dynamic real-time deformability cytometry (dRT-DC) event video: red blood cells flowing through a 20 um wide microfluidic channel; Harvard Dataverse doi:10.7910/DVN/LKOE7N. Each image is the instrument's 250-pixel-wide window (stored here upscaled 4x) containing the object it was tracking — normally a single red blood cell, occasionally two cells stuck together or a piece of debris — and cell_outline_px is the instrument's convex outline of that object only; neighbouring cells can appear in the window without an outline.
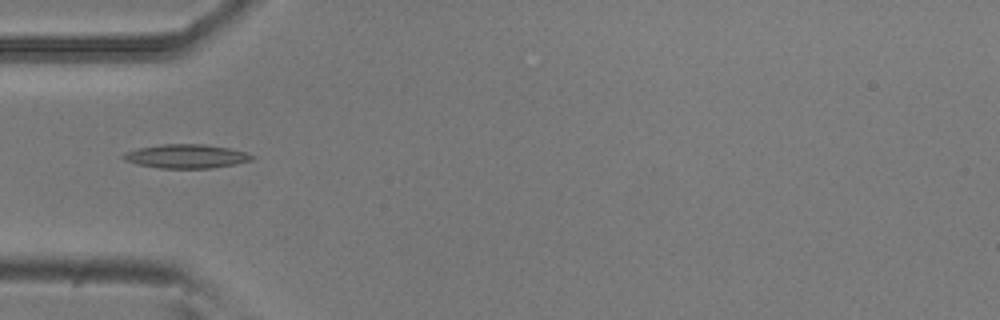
{"species": "common noctule bat (a hibernating species)", "species_latin": "Nyctalus noctula", "temperature_condition": "room temperature", "stored_images_in_passage": 38, "camera_frame_rate_fps": 3000, "um_per_image_px": 0.085, "animal": {"sex": "male", "body_mass_g": 20.5, "forearm_length_mm": 52.5}, "frame": {"image": 1, "passage_image": 2, "time_ms": 0.333, "image_size_px": [1000, 320], "cell_outline_px": [[256, 156], [252, 160], [236, 164], [212, 168], [160, 168], [136, 164], [124, 160], [120, 156], [124, 152], [140, 148], [164, 144], [204, 144], [228, 148], [244, 152]], "centroid_in_image_um": [15.82, 13.29], "position_along_channel_um": 69.2, "area_um2": 17.86}}
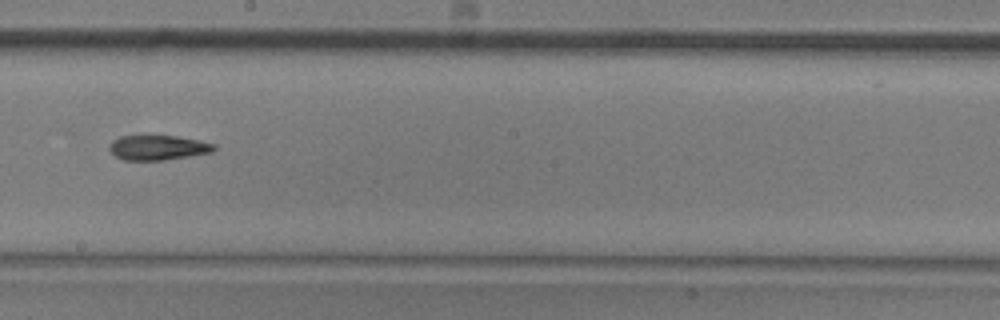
{"frame": {"image": 2, "passage_image": 15, "time_ms": 4.667, "image_size_px": [1000, 320], "cell_outline_px": [[216, 148], [212, 152], [164, 160], [124, 160], [116, 156], [108, 148], [108, 144], [112, 140], [120, 136], [140, 132], [144, 132], [176, 136], [216, 144]], "centroid_in_image_um": [13.34, 12.48], "position_along_channel_um": 234.9, "area_um2": 15.9}}
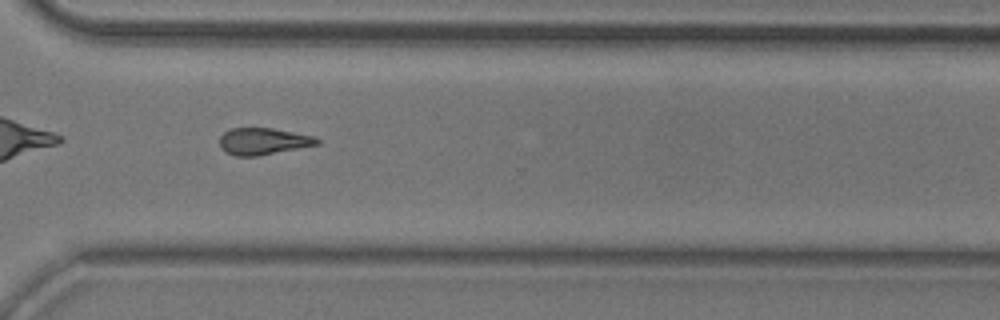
{"frame": {"image": 3, "passage_image": 24, "time_ms": 7.667, "image_size_px": [1000, 320], "cell_outline_px": [[320, 144], [256, 156], [236, 156], [224, 152], [220, 148], [220, 136], [224, 132], [232, 128], [272, 128], [316, 136], [320, 140]], "centroid_in_image_um": [22.37, 12.01], "position_along_channel_um": 348.2, "area_um2": 15.26}, "authors_computed_cell_mechanics": {"area_um2": 15.4037, "velocity_mm_per_s": 3.7948, "shape_relaxation_time_tau1_ms": 8.6277, "shape_relaxation_time_tau2_ms": 8.5265, "deformation_change_tau1": 0.2121, "deformation_change_tau2": 0.2045}}